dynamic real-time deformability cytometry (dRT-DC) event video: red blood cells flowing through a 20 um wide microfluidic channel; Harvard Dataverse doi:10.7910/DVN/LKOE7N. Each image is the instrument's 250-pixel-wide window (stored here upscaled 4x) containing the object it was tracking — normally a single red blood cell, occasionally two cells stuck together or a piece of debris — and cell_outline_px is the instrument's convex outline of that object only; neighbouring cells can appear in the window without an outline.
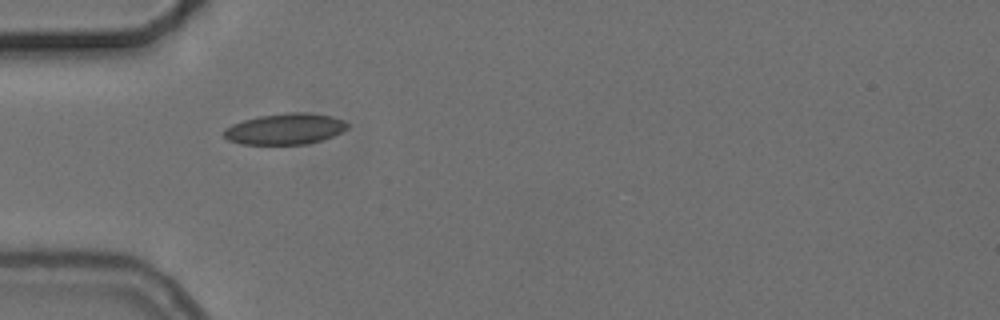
{"species": "common noctule bat (a hibernating species)", "species_latin": "Nyctalus noctula", "temperature_condition": "cold", "stored_images_in_passage": 5, "camera_frame_rate_fps": 3000, "um_per_image_px": 0.085, "animal": {"sex": "female", "body_mass_g": 24.6, "forearm_length_mm": 56.2}, "frame": {"image": 1, "passage_image": 4, "time_ms": 5.333, "image_size_px": [1000, 320], "cell_outline_px": [[348, 128], [332, 136], [320, 140], [304, 144], [240, 144], [228, 140], [220, 132], [224, 128], [232, 124], [244, 120], [260, 116], [288, 112], [308, 112], [332, 116], [344, 120], [348, 124]], "centroid_in_image_um": [24.2, 10.95], "position_along_channel_um": 60.8, "area_um2": 22.37}}
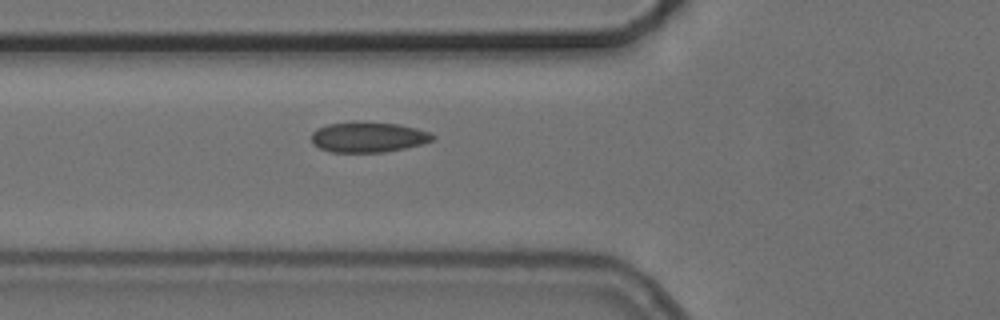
{"frame": {"image": 2, "passage_image": 5, "time_ms": 6.333, "image_size_px": [1000, 320], "cell_outline_px": [[436, 136], [432, 140], [420, 144], [404, 148], [384, 152], [332, 152], [320, 148], [312, 144], [312, 132], [316, 128], [328, 124], [360, 120], [400, 124], [416, 128], [428, 132]], "centroid_in_image_um": [31.26, 11.63], "position_along_channel_um": 94.5, "area_um2": 21.68}}